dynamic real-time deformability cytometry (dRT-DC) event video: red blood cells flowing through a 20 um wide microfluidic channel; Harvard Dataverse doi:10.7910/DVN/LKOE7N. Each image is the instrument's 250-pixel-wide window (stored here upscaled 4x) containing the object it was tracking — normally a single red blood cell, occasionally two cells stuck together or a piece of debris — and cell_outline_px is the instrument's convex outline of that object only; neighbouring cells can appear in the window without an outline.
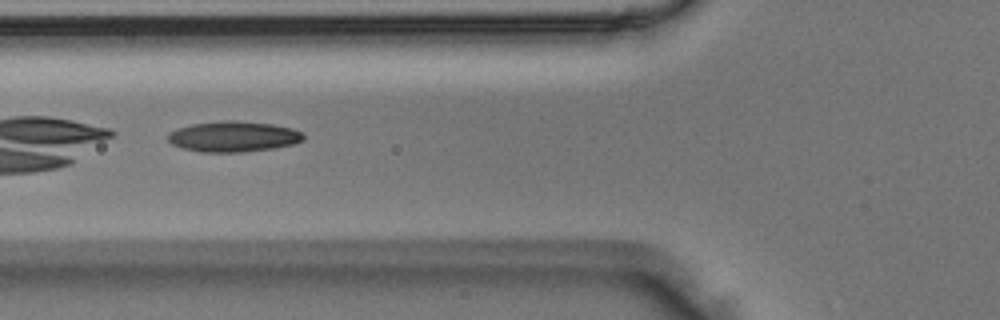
{"species": "Egyptian fruit bat (a non-hibernating species)", "species_latin": "Rousettus aegyptiacus", "temperature_condition": "room temperature", "stored_images_in_passage": 22, "camera_frame_rate_fps": 3000, "um_per_image_px": 0.085, "animal": {"sex": "male"}, "frame": {"image": 1, "passage_image": 10, "time_ms": 3.0, "image_size_px": [1000, 320], "cell_outline_px": [[304, 140], [292, 144], [272, 148], [240, 152], [200, 152], [184, 148], [172, 144], [168, 140], [168, 132], [176, 128], [192, 124], [224, 120], [232, 120], [272, 124], [292, 128], [304, 132]], "centroid_in_image_um": [19.83, 11.6], "position_along_channel_um": 106.0, "area_um2": 24.16}}